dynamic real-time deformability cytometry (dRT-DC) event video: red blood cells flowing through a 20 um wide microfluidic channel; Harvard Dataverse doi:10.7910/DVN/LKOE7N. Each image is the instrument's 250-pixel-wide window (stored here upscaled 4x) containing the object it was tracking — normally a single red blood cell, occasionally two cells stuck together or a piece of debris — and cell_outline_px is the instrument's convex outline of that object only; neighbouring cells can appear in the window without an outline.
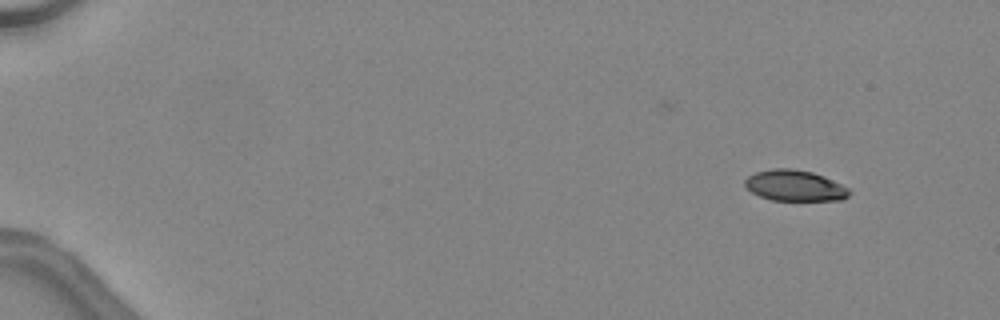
{"species": "common noctule bat (a hibernating species)", "species_latin": "Nyctalus noctula", "temperature_condition": "warm", "stored_images_in_passage": 32, "camera_frame_rate_fps": 3000, "um_per_image_px": 0.085, "animal": {"sex": "female", "body_mass_g": 24.6, "forearm_length_mm": 56.2}, "frame": {"image": 1, "passage_image": 5, "time_ms": 1.333, "image_size_px": [1000, 320], "cell_outline_px": [[852, 192], [848, 196], [840, 200], [772, 200], [760, 196], [752, 192], [744, 184], [744, 180], [748, 176], [756, 172], [772, 168], [792, 168], [812, 172], [824, 176], [848, 188]], "centroid_in_image_um": [67.55, 15.77], "position_along_channel_um": 17.4, "area_um2": 18.73}}
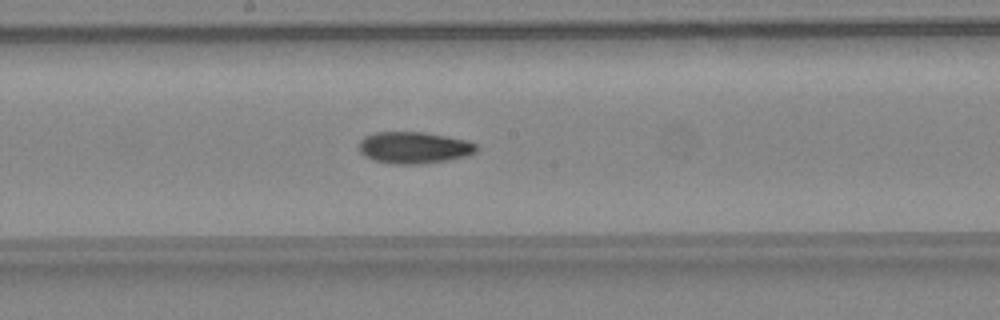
{"frame": {"image": 2, "passage_image": 28, "time_ms": 9.0, "image_size_px": [1000, 320], "cell_outline_px": [[476, 152], [468, 156], [448, 160], [420, 164], [392, 164], [372, 160], [364, 156], [360, 152], [360, 140], [364, 136], [372, 132], [424, 132], [468, 140], [476, 144]], "centroid_in_image_um": [35.18, 12.55], "position_along_channel_um": 213.0, "area_um2": 21.91}}
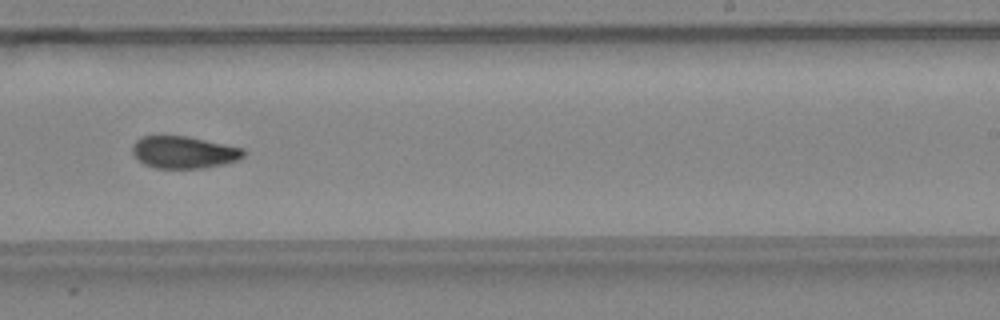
{"frame": {"image": 3, "passage_image": 32, "time_ms": 10.333, "image_size_px": [1000, 320], "cell_outline_px": [[244, 156], [236, 160], [220, 164], [200, 168], [152, 168], [144, 164], [132, 152], [132, 144], [136, 140], [144, 136], [184, 136], [244, 148]], "centroid_in_image_um": [15.58, 12.94], "position_along_channel_um": 273.4, "area_um2": 20.46}}